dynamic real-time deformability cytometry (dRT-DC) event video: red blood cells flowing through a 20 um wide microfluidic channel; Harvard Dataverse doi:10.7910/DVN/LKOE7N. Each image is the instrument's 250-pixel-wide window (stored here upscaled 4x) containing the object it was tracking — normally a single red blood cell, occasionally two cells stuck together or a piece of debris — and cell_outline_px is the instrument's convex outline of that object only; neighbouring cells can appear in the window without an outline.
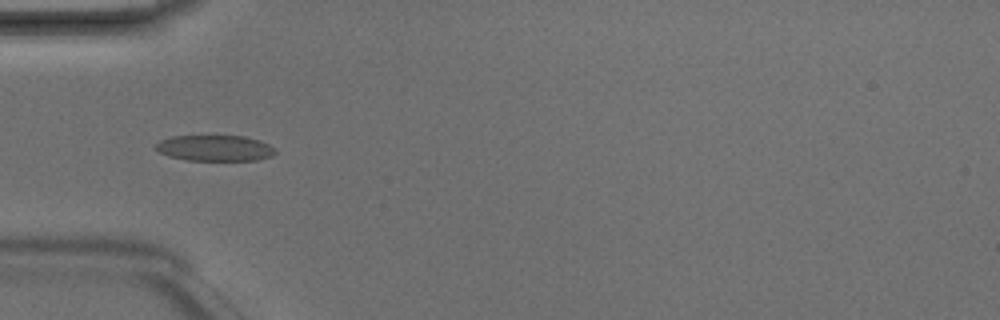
{"species": "Egyptian fruit bat (a non-hibernating species)", "species_latin": "Rousettus aegyptiacus", "temperature_condition": "room temperature", "stored_images_in_passage": 6, "camera_frame_rate_fps": 3000, "um_per_image_px": 0.085, "animal": {"sex": "male"}, "frame": {"image": 1, "passage_image": 5, "time_ms": 1.333, "image_size_px": [1000, 320], "cell_outline_px": [[276, 152], [272, 156], [256, 160], [188, 160], [168, 156], [160, 152], [156, 148], [156, 144], [160, 140], [172, 136], [244, 136], [260, 140], [276, 148]], "centroid_in_image_um": [18.29, 12.58], "position_along_channel_um": 66.7, "area_um2": 17.98}}